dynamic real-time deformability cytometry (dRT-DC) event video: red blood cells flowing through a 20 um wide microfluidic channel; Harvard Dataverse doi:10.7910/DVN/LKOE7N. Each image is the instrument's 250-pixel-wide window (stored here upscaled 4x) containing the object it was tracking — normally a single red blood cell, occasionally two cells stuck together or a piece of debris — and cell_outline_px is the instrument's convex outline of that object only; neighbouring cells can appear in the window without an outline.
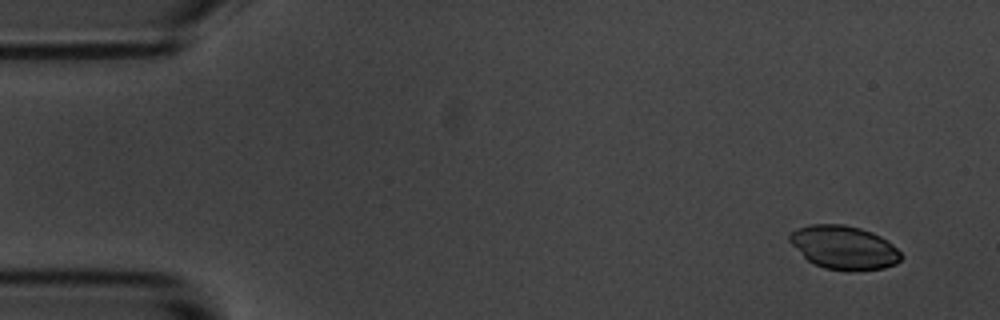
{"species": "common noctule bat (a hibernating species)", "species_latin": "Nyctalus noctula", "temperature_condition": "room temperature", "stored_images_in_passage": 4, "camera_frame_rate_fps": 3000, "um_per_image_px": 0.085, "animal": {"sex": "male", "body_mass_g": 20.1, "forearm_length_mm": 53.5}, "frame": {"image": 1, "passage_image": 1, "time_ms": 0.0, "image_size_px": [1000, 320], "cell_outline_px": [[904, 256], [896, 264], [884, 268], [852, 272], [848, 272], [824, 268], [808, 260], [788, 240], [788, 236], [796, 228], [812, 224], [844, 224], [860, 228], [872, 232], [888, 240]], "centroid_in_image_um": [71.76, 21.05], "position_along_channel_um": 13.2, "area_um2": 28.5}}